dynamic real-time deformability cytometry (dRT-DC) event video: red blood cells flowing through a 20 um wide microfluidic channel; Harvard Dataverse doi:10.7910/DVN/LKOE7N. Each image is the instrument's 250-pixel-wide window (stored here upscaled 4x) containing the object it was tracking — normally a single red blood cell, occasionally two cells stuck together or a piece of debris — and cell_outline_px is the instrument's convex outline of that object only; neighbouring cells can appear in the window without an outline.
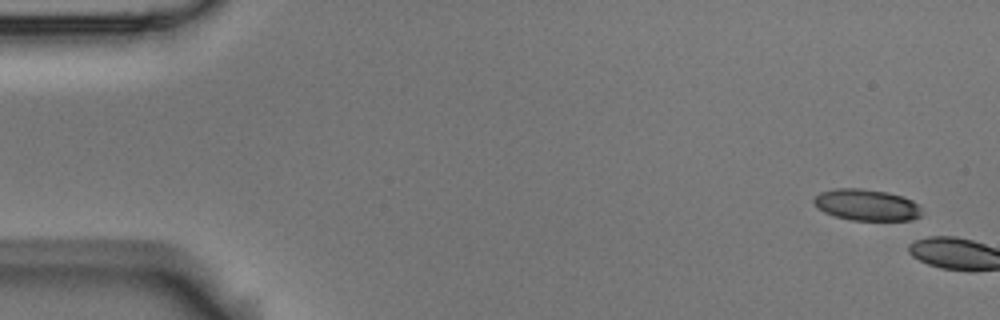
{"species": "Egyptian fruit bat (a non-hibernating species)", "species_latin": "Rousettus aegyptiacus", "temperature_condition": "room temperature", "stored_images_in_passage": 2, "camera_frame_rate_fps": 3000, "um_per_image_px": 0.085, "animal": {"sex": "male"}, "frame": {"image": 1, "passage_image": 1, "time_ms": 0.0, "image_size_px": [1000, 320], "cell_outline_px": [[920, 216], [908, 220], [852, 220], [836, 216], [824, 212], [816, 208], [812, 200], [820, 192], [836, 188], [860, 188], [888, 192], [912, 200], [920, 208]], "centroid_in_image_um": [73.6, 17.41], "position_along_channel_um": 11.4, "area_um2": 19.59}}